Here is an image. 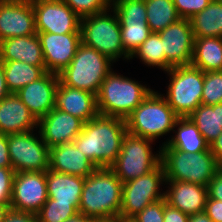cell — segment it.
<instances>
[{"mask_svg":"<svg viewBox=\"0 0 222 222\" xmlns=\"http://www.w3.org/2000/svg\"><path fill=\"white\" fill-rule=\"evenodd\" d=\"M34 131L8 135L9 158L16 172H44L49 169L50 148ZM36 135V137H35Z\"/></svg>","mask_w":222,"mask_h":222,"instance_id":"cell-11","label":"cell"},{"mask_svg":"<svg viewBox=\"0 0 222 222\" xmlns=\"http://www.w3.org/2000/svg\"><path fill=\"white\" fill-rule=\"evenodd\" d=\"M214 1L219 2V3H221V4H222V0H214Z\"/></svg>","mask_w":222,"mask_h":222,"instance_id":"cell-51","label":"cell"},{"mask_svg":"<svg viewBox=\"0 0 222 222\" xmlns=\"http://www.w3.org/2000/svg\"><path fill=\"white\" fill-rule=\"evenodd\" d=\"M10 94V91L6 85L5 72L3 69V64L0 61V101Z\"/></svg>","mask_w":222,"mask_h":222,"instance_id":"cell-46","label":"cell"},{"mask_svg":"<svg viewBox=\"0 0 222 222\" xmlns=\"http://www.w3.org/2000/svg\"><path fill=\"white\" fill-rule=\"evenodd\" d=\"M160 154L166 181L191 182L207 187L221 168L210 149L187 154L163 145Z\"/></svg>","mask_w":222,"mask_h":222,"instance_id":"cell-4","label":"cell"},{"mask_svg":"<svg viewBox=\"0 0 222 222\" xmlns=\"http://www.w3.org/2000/svg\"><path fill=\"white\" fill-rule=\"evenodd\" d=\"M47 72L59 74L72 61L81 44V33L37 32Z\"/></svg>","mask_w":222,"mask_h":222,"instance_id":"cell-14","label":"cell"},{"mask_svg":"<svg viewBox=\"0 0 222 222\" xmlns=\"http://www.w3.org/2000/svg\"><path fill=\"white\" fill-rule=\"evenodd\" d=\"M108 12L106 10L81 18V43L96 49L113 62L118 61L122 56L124 60H129L130 55L125 51L122 43L118 15L113 9L111 10L113 16Z\"/></svg>","mask_w":222,"mask_h":222,"instance_id":"cell-7","label":"cell"},{"mask_svg":"<svg viewBox=\"0 0 222 222\" xmlns=\"http://www.w3.org/2000/svg\"><path fill=\"white\" fill-rule=\"evenodd\" d=\"M138 57L143 64L147 66H157V68L167 72L172 66L166 61L163 50V40H161L159 33L152 32L149 37L134 51L130 56Z\"/></svg>","mask_w":222,"mask_h":222,"instance_id":"cell-31","label":"cell"},{"mask_svg":"<svg viewBox=\"0 0 222 222\" xmlns=\"http://www.w3.org/2000/svg\"><path fill=\"white\" fill-rule=\"evenodd\" d=\"M54 108L69 113L84 123L99 114L95 94L63 85L60 81L55 93Z\"/></svg>","mask_w":222,"mask_h":222,"instance_id":"cell-20","label":"cell"},{"mask_svg":"<svg viewBox=\"0 0 222 222\" xmlns=\"http://www.w3.org/2000/svg\"><path fill=\"white\" fill-rule=\"evenodd\" d=\"M59 76L45 72L40 78L18 90L16 95L38 121L54 108Z\"/></svg>","mask_w":222,"mask_h":222,"instance_id":"cell-18","label":"cell"},{"mask_svg":"<svg viewBox=\"0 0 222 222\" xmlns=\"http://www.w3.org/2000/svg\"><path fill=\"white\" fill-rule=\"evenodd\" d=\"M207 188L209 198L222 201V168L217 171Z\"/></svg>","mask_w":222,"mask_h":222,"instance_id":"cell-41","label":"cell"},{"mask_svg":"<svg viewBox=\"0 0 222 222\" xmlns=\"http://www.w3.org/2000/svg\"><path fill=\"white\" fill-rule=\"evenodd\" d=\"M203 72L222 70V38H194L191 64Z\"/></svg>","mask_w":222,"mask_h":222,"instance_id":"cell-26","label":"cell"},{"mask_svg":"<svg viewBox=\"0 0 222 222\" xmlns=\"http://www.w3.org/2000/svg\"><path fill=\"white\" fill-rule=\"evenodd\" d=\"M80 203H63L47 199L37 213V222H64L79 213Z\"/></svg>","mask_w":222,"mask_h":222,"instance_id":"cell-32","label":"cell"},{"mask_svg":"<svg viewBox=\"0 0 222 222\" xmlns=\"http://www.w3.org/2000/svg\"><path fill=\"white\" fill-rule=\"evenodd\" d=\"M164 222H188L189 215L181 212L179 209L174 208L166 203L164 207Z\"/></svg>","mask_w":222,"mask_h":222,"instance_id":"cell-42","label":"cell"},{"mask_svg":"<svg viewBox=\"0 0 222 222\" xmlns=\"http://www.w3.org/2000/svg\"><path fill=\"white\" fill-rule=\"evenodd\" d=\"M126 133L125 119L98 114L84 123L73 143L97 168H109L121 151Z\"/></svg>","mask_w":222,"mask_h":222,"instance_id":"cell-1","label":"cell"},{"mask_svg":"<svg viewBox=\"0 0 222 222\" xmlns=\"http://www.w3.org/2000/svg\"><path fill=\"white\" fill-rule=\"evenodd\" d=\"M194 38H222V4L212 0L201 12L190 19Z\"/></svg>","mask_w":222,"mask_h":222,"instance_id":"cell-27","label":"cell"},{"mask_svg":"<svg viewBox=\"0 0 222 222\" xmlns=\"http://www.w3.org/2000/svg\"><path fill=\"white\" fill-rule=\"evenodd\" d=\"M144 2L147 12V24L151 32L158 33L181 19L173 0H144Z\"/></svg>","mask_w":222,"mask_h":222,"instance_id":"cell-30","label":"cell"},{"mask_svg":"<svg viewBox=\"0 0 222 222\" xmlns=\"http://www.w3.org/2000/svg\"><path fill=\"white\" fill-rule=\"evenodd\" d=\"M97 167L73 142L50 148L49 170L86 178Z\"/></svg>","mask_w":222,"mask_h":222,"instance_id":"cell-21","label":"cell"},{"mask_svg":"<svg viewBox=\"0 0 222 222\" xmlns=\"http://www.w3.org/2000/svg\"><path fill=\"white\" fill-rule=\"evenodd\" d=\"M123 183L107 167L97 168L85 178L79 213L97 222L116 221L121 210Z\"/></svg>","mask_w":222,"mask_h":222,"instance_id":"cell-2","label":"cell"},{"mask_svg":"<svg viewBox=\"0 0 222 222\" xmlns=\"http://www.w3.org/2000/svg\"><path fill=\"white\" fill-rule=\"evenodd\" d=\"M210 151L213 153L218 165L222 168V132L221 134L209 145Z\"/></svg>","mask_w":222,"mask_h":222,"instance_id":"cell-45","label":"cell"},{"mask_svg":"<svg viewBox=\"0 0 222 222\" xmlns=\"http://www.w3.org/2000/svg\"><path fill=\"white\" fill-rule=\"evenodd\" d=\"M158 33L163 40L166 61L172 67L191 64L194 35L189 19L181 18Z\"/></svg>","mask_w":222,"mask_h":222,"instance_id":"cell-16","label":"cell"},{"mask_svg":"<svg viewBox=\"0 0 222 222\" xmlns=\"http://www.w3.org/2000/svg\"><path fill=\"white\" fill-rule=\"evenodd\" d=\"M83 125L81 119L53 108L38 120L37 128H39L38 135L49 148H52L73 142L82 132Z\"/></svg>","mask_w":222,"mask_h":222,"instance_id":"cell-17","label":"cell"},{"mask_svg":"<svg viewBox=\"0 0 222 222\" xmlns=\"http://www.w3.org/2000/svg\"><path fill=\"white\" fill-rule=\"evenodd\" d=\"M36 33L32 0H0V41Z\"/></svg>","mask_w":222,"mask_h":222,"instance_id":"cell-15","label":"cell"},{"mask_svg":"<svg viewBox=\"0 0 222 222\" xmlns=\"http://www.w3.org/2000/svg\"><path fill=\"white\" fill-rule=\"evenodd\" d=\"M116 222H137L134 218H118Z\"/></svg>","mask_w":222,"mask_h":222,"instance_id":"cell-50","label":"cell"},{"mask_svg":"<svg viewBox=\"0 0 222 222\" xmlns=\"http://www.w3.org/2000/svg\"><path fill=\"white\" fill-rule=\"evenodd\" d=\"M120 22H147L144 0H111Z\"/></svg>","mask_w":222,"mask_h":222,"instance_id":"cell-34","label":"cell"},{"mask_svg":"<svg viewBox=\"0 0 222 222\" xmlns=\"http://www.w3.org/2000/svg\"><path fill=\"white\" fill-rule=\"evenodd\" d=\"M10 209V204H0V222H4L5 216Z\"/></svg>","mask_w":222,"mask_h":222,"instance_id":"cell-49","label":"cell"},{"mask_svg":"<svg viewBox=\"0 0 222 222\" xmlns=\"http://www.w3.org/2000/svg\"><path fill=\"white\" fill-rule=\"evenodd\" d=\"M1 62L5 72L6 85L10 93H16L46 72L45 66H34L21 61Z\"/></svg>","mask_w":222,"mask_h":222,"instance_id":"cell-29","label":"cell"},{"mask_svg":"<svg viewBox=\"0 0 222 222\" xmlns=\"http://www.w3.org/2000/svg\"><path fill=\"white\" fill-rule=\"evenodd\" d=\"M167 73L169 85L163 96L179 117H188L202 104L204 72L188 65L172 67Z\"/></svg>","mask_w":222,"mask_h":222,"instance_id":"cell-8","label":"cell"},{"mask_svg":"<svg viewBox=\"0 0 222 222\" xmlns=\"http://www.w3.org/2000/svg\"><path fill=\"white\" fill-rule=\"evenodd\" d=\"M36 32L80 33L81 18L63 0H32Z\"/></svg>","mask_w":222,"mask_h":222,"instance_id":"cell-12","label":"cell"},{"mask_svg":"<svg viewBox=\"0 0 222 222\" xmlns=\"http://www.w3.org/2000/svg\"><path fill=\"white\" fill-rule=\"evenodd\" d=\"M168 189L164 192L166 203L181 212L192 215L204 212L208 188L199 184L183 181H165Z\"/></svg>","mask_w":222,"mask_h":222,"instance_id":"cell-19","label":"cell"},{"mask_svg":"<svg viewBox=\"0 0 222 222\" xmlns=\"http://www.w3.org/2000/svg\"><path fill=\"white\" fill-rule=\"evenodd\" d=\"M38 121L16 93L0 101V133L10 135L37 129Z\"/></svg>","mask_w":222,"mask_h":222,"instance_id":"cell-22","label":"cell"},{"mask_svg":"<svg viewBox=\"0 0 222 222\" xmlns=\"http://www.w3.org/2000/svg\"><path fill=\"white\" fill-rule=\"evenodd\" d=\"M165 198L146 206L134 218L137 222H164Z\"/></svg>","mask_w":222,"mask_h":222,"instance_id":"cell-38","label":"cell"},{"mask_svg":"<svg viewBox=\"0 0 222 222\" xmlns=\"http://www.w3.org/2000/svg\"><path fill=\"white\" fill-rule=\"evenodd\" d=\"M122 43L131 56L152 33L147 22H120Z\"/></svg>","mask_w":222,"mask_h":222,"instance_id":"cell-33","label":"cell"},{"mask_svg":"<svg viewBox=\"0 0 222 222\" xmlns=\"http://www.w3.org/2000/svg\"><path fill=\"white\" fill-rule=\"evenodd\" d=\"M0 167L12 168L9 149H8V135L0 133Z\"/></svg>","mask_w":222,"mask_h":222,"instance_id":"cell-44","label":"cell"},{"mask_svg":"<svg viewBox=\"0 0 222 222\" xmlns=\"http://www.w3.org/2000/svg\"><path fill=\"white\" fill-rule=\"evenodd\" d=\"M188 222H213L205 212L189 215Z\"/></svg>","mask_w":222,"mask_h":222,"instance_id":"cell-47","label":"cell"},{"mask_svg":"<svg viewBox=\"0 0 222 222\" xmlns=\"http://www.w3.org/2000/svg\"><path fill=\"white\" fill-rule=\"evenodd\" d=\"M151 91L146 85L112 70L96 95L98 112L104 116L126 119Z\"/></svg>","mask_w":222,"mask_h":222,"instance_id":"cell-3","label":"cell"},{"mask_svg":"<svg viewBox=\"0 0 222 222\" xmlns=\"http://www.w3.org/2000/svg\"><path fill=\"white\" fill-rule=\"evenodd\" d=\"M48 199L63 203H80L81 193L85 183L84 177L46 171Z\"/></svg>","mask_w":222,"mask_h":222,"instance_id":"cell-24","label":"cell"},{"mask_svg":"<svg viewBox=\"0 0 222 222\" xmlns=\"http://www.w3.org/2000/svg\"><path fill=\"white\" fill-rule=\"evenodd\" d=\"M201 102L204 105L222 103V70L204 72Z\"/></svg>","mask_w":222,"mask_h":222,"instance_id":"cell-35","label":"cell"},{"mask_svg":"<svg viewBox=\"0 0 222 222\" xmlns=\"http://www.w3.org/2000/svg\"><path fill=\"white\" fill-rule=\"evenodd\" d=\"M4 222H37V214L10 209L5 216Z\"/></svg>","mask_w":222,"mask_h":222,"instance_id":"cell-43","label":"cell"},{"mask_svg":"<svg viewBox=\"0 0 222 222\" xmlns=\"http://www.w3.org/2000/svg\"><path fill=\"white\" fill-rule=\"evenodd\" d=\"M111 63L114 62L109 57L81 43L70 64L58 74L59 81L97 95L101 83L113 70Z\"/></svg>","mask_w":222,"mask_h":222,"instance_id":"cell-6","label":"cell"},{"mask_svg":"<svg viewBox=\"0 0 222 222\" xmlns=\"http://www.w3.org/2000/svg\"><path fill=\"white\" fill-rule=\"evenodd\" d=\"M80 18L111 9V0H63Z\"/></svg>","mask_w":222,"mask_h":222,"instance_id":"cell-36","label":"cell"},{"mask_svg":"<svg viewBox=\"0 0 222 222\" xmlns=\"http://www.w3.org/2000/svg\"><path fill=\"white\" fill-rule=\"evenodd\" d=\"M47 199L46 171L14 174L10 201L12 210L37 214Z\"/></svg>","mask_w":222,"mask_h":222,"instance_id":"cell-13","label":"cell"},{"mask_svg":"<svg viewBox=\"0 0 222 222\" xmlns=\"http://www.w3.org/2000/svg\"><path fill=\"white\" fill-rule=\"evenodd\" d=\"M64 222H97V221L91 217H87L81 213H78L75 216L65 220Z\"/></svg>","mask_w":222,"mask_h":222,"instance_id":"cell-48","label":"cell"},{"mask_svg":"<svg viewBox=\"0 0 222 222\" xmlns=\"http://www.w3.org/2000/svg\"><path fill=\"white\" fill-rule=\"evenodd\" d=\"M212 0H173L176 11L180 18L190 19L193 15L201 12Z\"/></svg>","mask_w":222,"mask_h":222,"instance_id":"cell-37","label":"cell"},{"mask_svg":"<svg viewBox=\"0 0 222 222\" xmlns=\"http://www.w3.org/2000/svg\"><path fill=\"white\" fill-rule=\"evenodd\" d=\"M178 118L163 94L152 90L125 121L127 132L155 141L176 129Z\"/></svg>","mask_w":222,"mask_h":222,"instance_id":"cell-5","label":"cell"},{"mask_svg":"<svg viewBox=\"0 0 222 222\" xmlns=\"http://www.w3.org/2000/svg\"><path fill=\"white\" fill-rule=\"evenodd\" d=\"M153 142L129 132L124 135L121 151L109 167L122 183L143 176L160 164V149L157 151L159 153L153 154Z\"/></svg>","mask_w":222,"mask_h":222,"instance_id":"cell-9","label":"cell"},{"mask_svg":"<svg viewBox=\"0 0 222 222\" xmlns=\"http://www.w3.org/2000/svg\"><path fill=\"white\" fill-rule=\"evenodd\" d=\"M175 136L162 143L184 153H199L209 150V144L189 117H179L175 122Z\"/></svg>","mask_w":222,"mask_h":222,"instance_id":"cell-25","label":"cell"},{"mask_svg":"<svg viewBox=\"0 0 222 222\" xmlns=\"http://www.w3.org/2000/svg\"><path fill=\"white\" fill-rule=\"evenodd\" d=\"M15 171L0 167V204H10Z\"/></svg>","mask_w":222,"mask_h":222,"instance_id":"cell-39","label":"cell"},{"mask_svg":"<svg viewBox=\"0 0 222 222\" xmlns=\"http://www.w3.org/2000/svg\"><path fill=\"white\" fill-rule=\"evenodd\" d=\"M0 61H21L34 66H45L38 34L0 41Z\"/></svg>","mask_w":222,"mask_h":222,"instance_id":"cell-23","label":"cell"},{"mask_svg":"<svg viewBox=\"0 0 222 222\" xmlns=\"http://www.w3.org/2000/svg\"><path fill=\"white\" fill-rule=\"evenodd\" d=\"M165 181L160 163L149 173L123 183L119 218H133L149 204L163 199L164 193L159 190Z\"/></svg>","mask_w":222,"mask_h":222,"instance_id":"cell-10","label":"cell"},{"mask_svg":"<svg viewBox=\"0 0 222 222\" xmlns=\"http://www.w3.org/2000/svg\"><path fill=\"white\" fill-rule=\"evenodd\" d=\"M204 212L213 222H222V201L207 197Z\"/></svg>","mask_w":222,"mask_h":222,"instance_id":"cell-40","label":"cell"},{"mask_svg":"<svg viewBox=\"0 0 222 222\" xmlns=\"http://www.w3.org/2000/svg\"><path fill=\"white\" fill-rule=\"evenodd\" d=\"M210 145L222 132V103L199 105L189 116Z\"/></svg>","mask_w":222,"mask_h":222,"instance_id":"cell-28","label":"cell"}]
</instances>
